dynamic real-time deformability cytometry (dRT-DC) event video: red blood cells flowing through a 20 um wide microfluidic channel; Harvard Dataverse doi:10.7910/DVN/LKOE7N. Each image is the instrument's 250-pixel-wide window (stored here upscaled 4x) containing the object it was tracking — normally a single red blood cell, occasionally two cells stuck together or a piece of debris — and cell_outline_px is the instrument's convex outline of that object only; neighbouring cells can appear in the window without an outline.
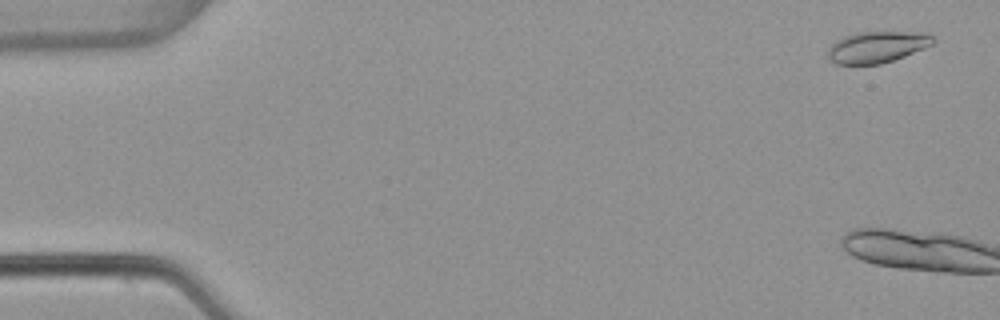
{"species": "common noctule bat (a hibernating species)", "species_latin": "Nyctalus noctula", "temperature_condition": "warm", "stored_images_in_passage": 5, "camera_frame_rate_fps": 3000, "um_per_image_px": 0.085, "animal": {"sex": "female", "body_mass_g": 22.7, "forearm_length_mm": 54.2}, "frame": {"image": 1, "passage_image": 3, "time_ms": 0.667, "image_size_px": [1000, 320], "cell_outline_px": [[936, 40], [932, 44], [924, 48], [904, 56], [880, 64], [836, 64], [828, 56], [828, 48], [836, 40], [844, 36], [856, 32], [924, 32], [932, 36]], "centroid_in_image_um": [74.55, 3.98], "position_along_channel_um": 10.5, "area_um2": 19.13}}